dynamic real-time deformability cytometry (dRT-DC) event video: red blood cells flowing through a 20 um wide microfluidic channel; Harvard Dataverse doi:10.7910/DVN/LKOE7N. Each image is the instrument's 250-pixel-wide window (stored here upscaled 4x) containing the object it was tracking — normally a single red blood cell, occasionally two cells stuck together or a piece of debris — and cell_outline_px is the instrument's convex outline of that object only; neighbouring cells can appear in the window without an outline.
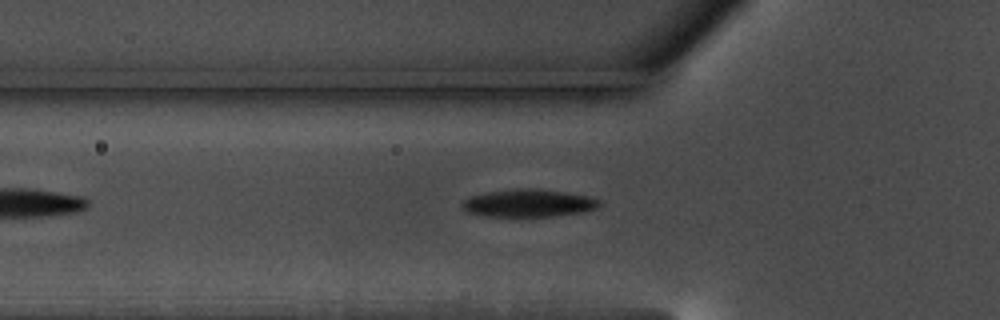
{"species": "common noctule bat (a hibernating species)", "species_latin": "Nyctalus noctula", "temperature_condition": "warm", "stored_images_in_passage": 23, "camera_frame_rate_fps": 3000, "um_per_image_px": 0.085, "animal": {"sex": "male", "body_mass_g": 17.5, "forearm_length_mm": 52.3}, "frame": {"image": 1, "passage_image": 8, "time_ms": 2.333, "image_size_px": [1000, 320], "cell_outline_px": [[600, 204], [596, 208], [584, 212], [556, 216], [488, 216], [468, 212], [460, 204], [464, 200], [472, 196], [492, 192], [528, 188], [564, 192], [588, 196], [600, 200]], "centroid_in_image_um": [44.97, 17.28], "position_along_channel_um": 80.8, "area_um2": 21.56}}
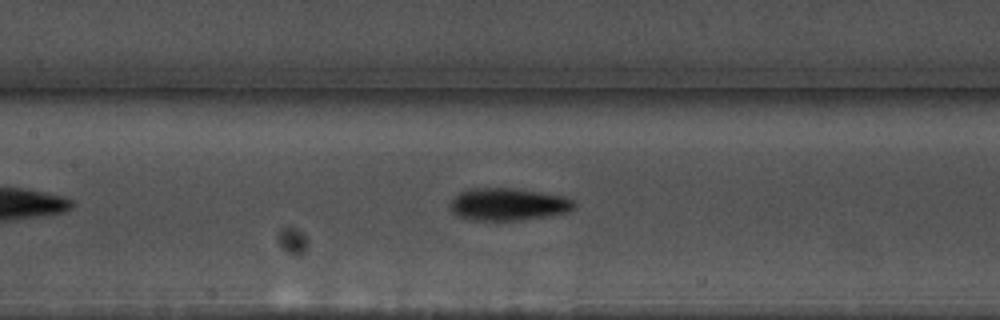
{"frame": {"image": 2, "passage_image": 15, "time_ms": 4.667, "image_size_px": [1000, 320], "cell_outline_px": [[576, 208], [568, 212], [520, 220], [468, 220], [456, 216], [452, 212], [452, 200], [460, 192], [472, 188], [508, 188], [536, 192], [560, 196], [572, 200], [576, 204]], "centroid_in_image_um": [43.16, 17.38], "position_along_channel_um": 164.2, "area_um2": 23.0}}
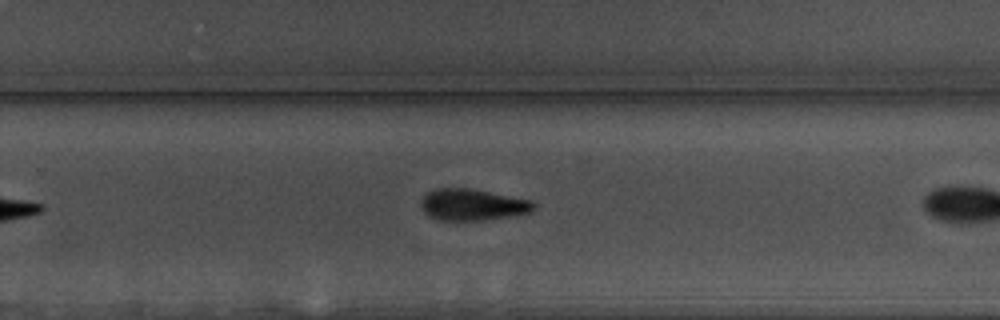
{"frame": {"image": 3, "passage_image": 22, "time_ms": 7.0, "image_size_px": [1000, 320], "cell_outline_px": [[536, 208], [532, 212], [484, 220], [436, 220], [428, 216], [420, 208], [420, 200], [428, 192], [436, 188], [468, 188], [532, 200], [536, 204]], "centroid_in_image_um": [40.14, 17.4], "position_along_channel_um": 289.7, "area_um2": 20.81}}